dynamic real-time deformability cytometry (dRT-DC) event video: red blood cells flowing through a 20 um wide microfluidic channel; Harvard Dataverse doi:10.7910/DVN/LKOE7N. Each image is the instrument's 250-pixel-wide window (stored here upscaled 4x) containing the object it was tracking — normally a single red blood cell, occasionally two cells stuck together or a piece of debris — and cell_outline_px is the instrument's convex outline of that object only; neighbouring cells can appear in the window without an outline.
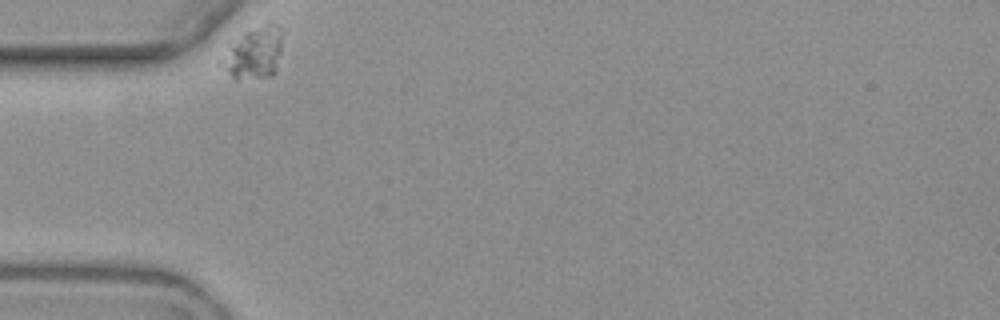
{"species": "common noctule bat (a hibernating species)", "species_latin": "Nyctalus noctula", "temperature_condition": "warm", "stored_images_in_passage": 9, "camera_frame_rate_fps": 3000, "um_per_image_px": 0.085, "animal": {"sex": "female", "body_mass_g": 19.3, "forearm_length_mm": 54.1}, "frame": {"image": 1, "passage_image": 1, "time_ms": 0.0, "image_size_px": [1000, 320], "cell_outline_px": [[280, 52], [276, 72], [268, 76], [236, 80], [224, 68], [224, 64], [232, 48], [244, 32], [268, 20], [272, 20], [276, 24], [280, 36]], "centroid_in_image_um": [21.7, 4.48], "position_along_channel_um": 63.3, "area_um2": 17.22}}
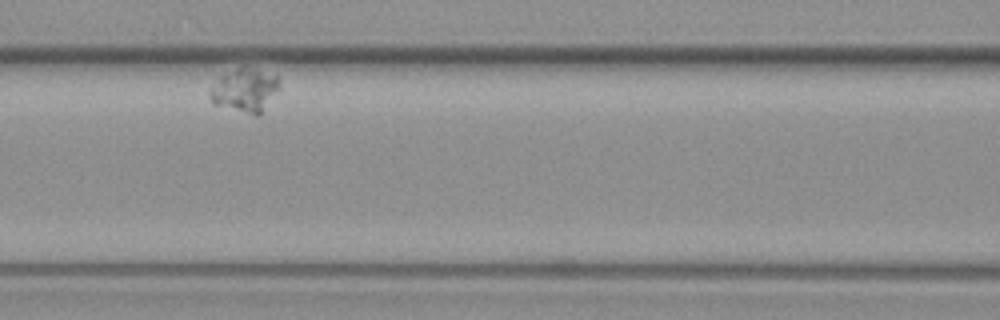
{"frame": {"image": 2, "passage_image": 4, "time_ms": 3.667, "image_size_px": [1000, 320], "cell_outline_px": [[280, 88], [260, 112], [256, 116], [212, 104], [208, 92], [216, 80], [224, 72], [244, 64], [276, 76], [280, 84]], "centroid_in_image_um": [20.76, 7.62], "position_along_channel_um": 145.8, "area_um2": 17.86}}
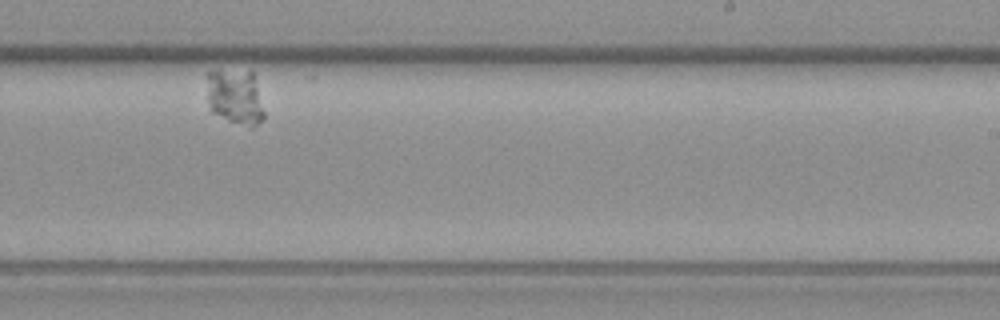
{"frame": {"image": 3, "passage_image": 8, "time_ms": 8.667, "image_size_px": [1000, 320], "cell_outline_px": [[264, 116], [252, 128], [248, 128], [228, 120], [212, 112], [208, 100], [208, 72], [252, 72], [264, 112]], "centroid_in_image_um": [20.0, 8.3], "position_along_channel_um": 269.0, "area_um2": 17.8}}